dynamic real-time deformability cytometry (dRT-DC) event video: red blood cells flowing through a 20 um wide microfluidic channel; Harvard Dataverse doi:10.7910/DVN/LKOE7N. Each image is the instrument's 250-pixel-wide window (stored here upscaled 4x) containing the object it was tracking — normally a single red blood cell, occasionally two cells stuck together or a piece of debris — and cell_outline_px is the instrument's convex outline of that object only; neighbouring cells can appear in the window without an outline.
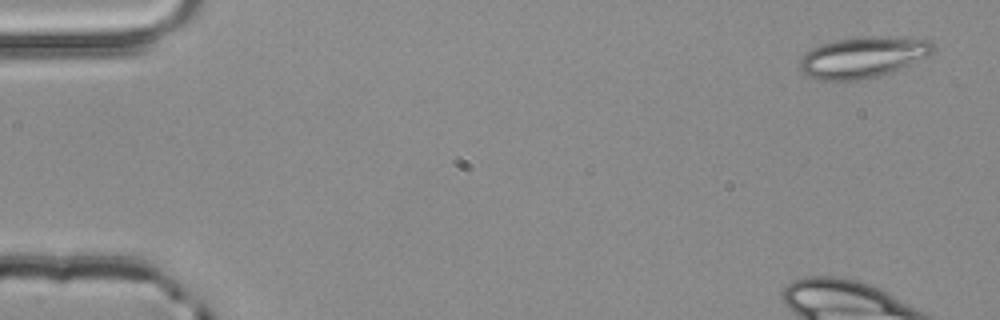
{"species": "common noctule bat (a hibernating species)", "species_latin": "Nyctalus noctula", "temperature_condition": "room temperature", "stored_images_in_passage": 3, "camera_frame_rate_fps": 3000, "um_per_image_px": 0.085, "animal": {"sex": "male", "body_mass_g": 20.4}, "frame": {"image": 1, "passage_image": 1, "time_ms": 0.0, "image_size_px": [1000, 320], "cell_outline_px": [[936, 48], [928, 56], [892, 72], [880, 76], [864, 80], [816, 80], [808, 76], [800, 68], [800, 60], [812, 48], [820, 44], [836, 40], [864, 36], [880, 36], [928, 40]], "centroid_in_image_um": [73.35, 4.88], "position_along_channel_um": 11.7, "area_um2": 31.73}}